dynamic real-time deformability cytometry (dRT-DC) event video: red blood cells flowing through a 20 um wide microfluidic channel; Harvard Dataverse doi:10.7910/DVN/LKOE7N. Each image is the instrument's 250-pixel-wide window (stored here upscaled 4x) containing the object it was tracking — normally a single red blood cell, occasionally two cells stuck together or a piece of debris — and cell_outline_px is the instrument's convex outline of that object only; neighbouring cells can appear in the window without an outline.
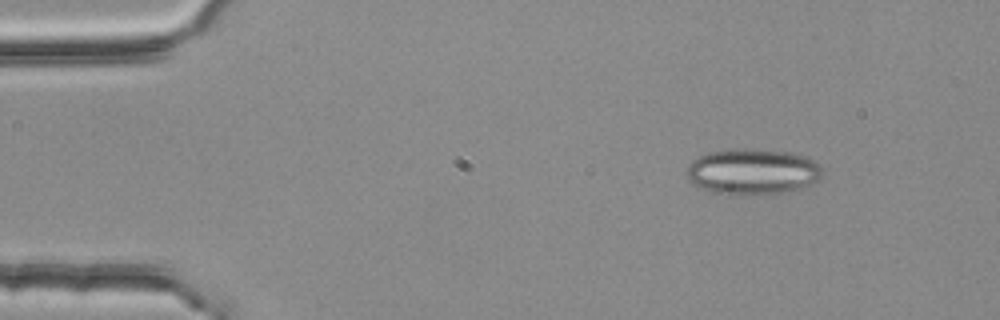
{"species": "common noctule bat (a hibernating species)", "species_latin": "Nyctalus noctula", "temperature_condition": "room temperature", "stored_images_in_passage": 3, "camera_frame_rate_fps": 3000, "um_per_image_px": 0.085, "animal": {"sex": "female", "body_mass_g": 25.1}, "frame": {"image": 1, "passage_image": 1, "time_ms": 0.0, "image_size_px": [1000, 320], "cell_outline_px": [[824, 172], [812, 184], [788, 192], [728, 196], [700, 188], [692, 184], [688, 180], [684, 172], [688, 164], [692, 160], [708, 152], [788, 152], [804, 156], [812, 160], [824, 168]], "centroid_in_image_um": [63.93, 14.66], "position_along_channel_um": 21.1, "area_um2": 35.49}}